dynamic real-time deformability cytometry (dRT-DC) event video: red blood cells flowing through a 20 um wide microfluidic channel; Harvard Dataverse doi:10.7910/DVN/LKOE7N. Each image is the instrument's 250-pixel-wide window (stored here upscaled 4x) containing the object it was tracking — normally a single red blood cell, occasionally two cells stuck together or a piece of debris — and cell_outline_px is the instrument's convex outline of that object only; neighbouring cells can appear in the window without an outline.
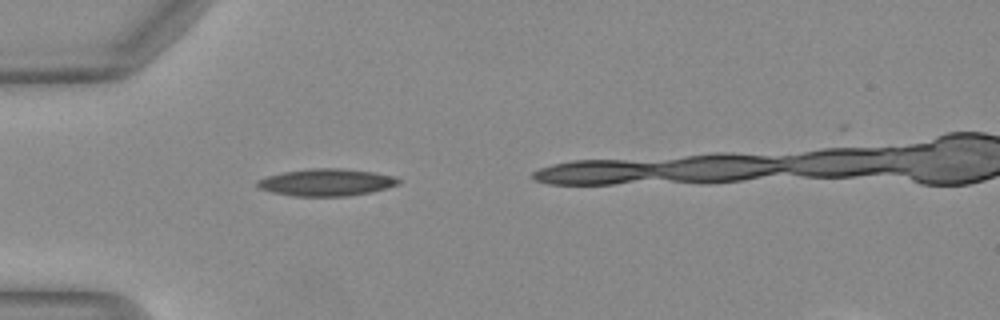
{"species": "Egyptian fruit bat (a non-hibernating species)", "species_latin": "Rousettus aegyptiacus", "temperature_condition": "warm", "stored_images_in_passage": 27, "camera_frame_rate_fps": 3000, "um_per_image_px": 0.085, "animal": {"sex": "female"}, "frame": {"image": 1, "passage_image": 1, "time_ms": 0.0, "image_size_px": [1000, 320], "cell_outline_px": [[400, 184], [388, 188], [372, 192], [348, 196], [292, 196], [272, 192], [260, 188], [256, 184], [256, 180], [268, 176], [284, 172], [312, 168], [340, 168], [376, 172], [392, 176], [400, 180]], "centroid_in_image_um": [27.77, 15.5], "position_along_channel_um": 57.2, "area_um2": 22.37}}
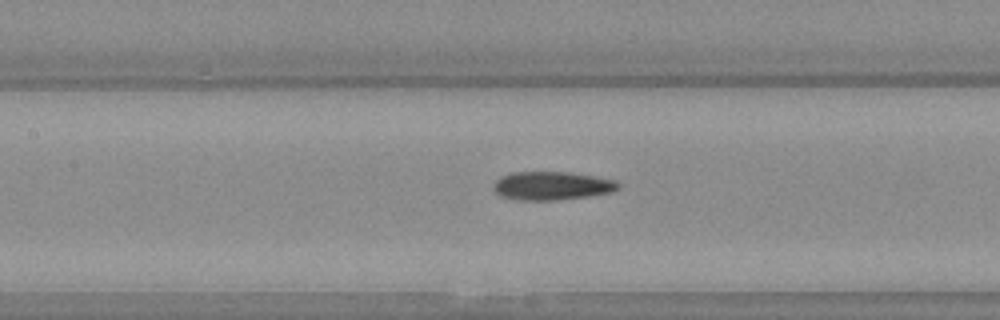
{"frame": {"image": 2, "passage_image": 9, "time_ms": 2.667, "image_size_px": [1000, 320], "cell_outline_px": [[620, 188], [612, 192], [588, 196], [552, 200], [520, 200], [500, 196], [492, 188], [492, 184], [500, 176], [512, 172], [572, 172], [616, 180], [620, 184]], "centroid_in_image_um": [46.9, 15.78], "position_along_channel_um": 160.5, "area_um2": 20.81}}
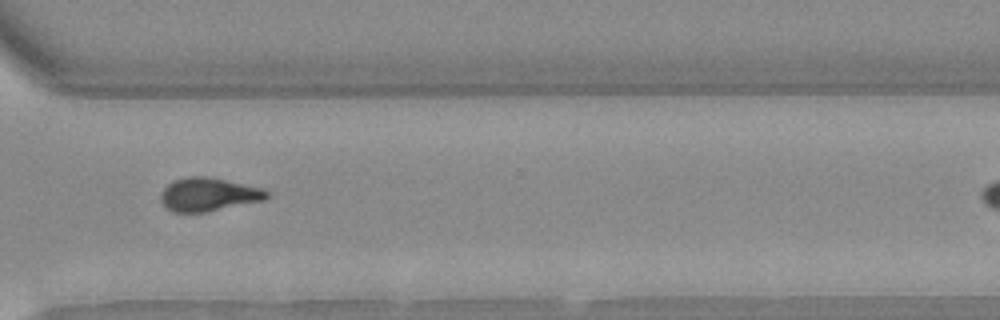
{"frame": {"image": 3, "passage_image": 23, "time_ms": 7.333, "image_size_px": [1000, 320], "cell_outline_px": [[272, 192], [264, 200], [208, 212], [172, 212], [160, 200], [160, 192], [168, 184], [176, 180], [188, 176], [208, 176], [264, 188]], "centroid_in_image_um": [17.76, 16.53], "position_along_channel_um": 352.8, "area_um2": 20.81}}